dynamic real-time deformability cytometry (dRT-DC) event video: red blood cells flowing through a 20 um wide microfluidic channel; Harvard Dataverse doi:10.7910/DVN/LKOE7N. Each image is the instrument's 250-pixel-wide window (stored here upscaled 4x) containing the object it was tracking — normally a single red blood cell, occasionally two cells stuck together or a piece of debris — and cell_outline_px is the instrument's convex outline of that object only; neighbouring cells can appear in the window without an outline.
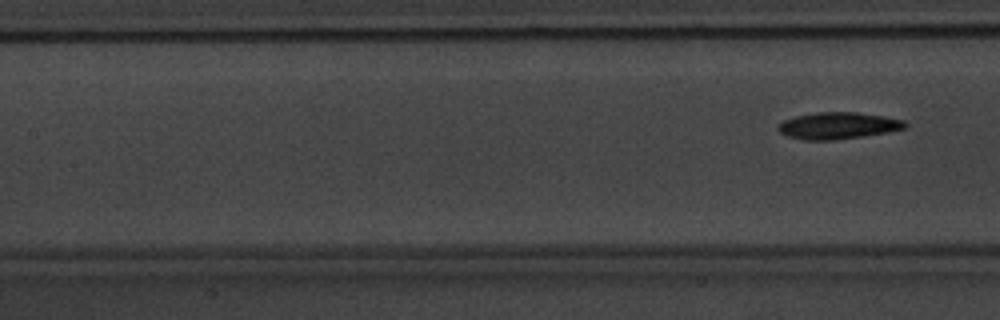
{"species": "common noctule bat (a hibernating species)", "species_latin": "Nyctalus noctula", "temperature_condition": "warm", "stored_images_in_passage": 8, "segment_of_instrument_passage": [2, 2], "camera_frame_rate_fps": 3000, "um_per_image_px": 0.085, "animal": {"sex": "male", "body_mass_g": 20.1, "forearm_length_mm": 53.5}, "frame": {"image": 1, "passage_image": 8, "time_ms": 9.0, "image_size_px": [1000, 320], "cell_outline_px": [[908, 128], [888, 132], [864, 136], [832, 140], [804, 140], [788, 136], [780, 132], [776, 128], [784, 120], [796, 116], [816, 112], [856, 112], [884, 116], [904, 120], [908, 124]], "centroid_in_image_um": [71.27, 10.68], "position_along_channel_um": 136.1, "area_um2": 19.83}}